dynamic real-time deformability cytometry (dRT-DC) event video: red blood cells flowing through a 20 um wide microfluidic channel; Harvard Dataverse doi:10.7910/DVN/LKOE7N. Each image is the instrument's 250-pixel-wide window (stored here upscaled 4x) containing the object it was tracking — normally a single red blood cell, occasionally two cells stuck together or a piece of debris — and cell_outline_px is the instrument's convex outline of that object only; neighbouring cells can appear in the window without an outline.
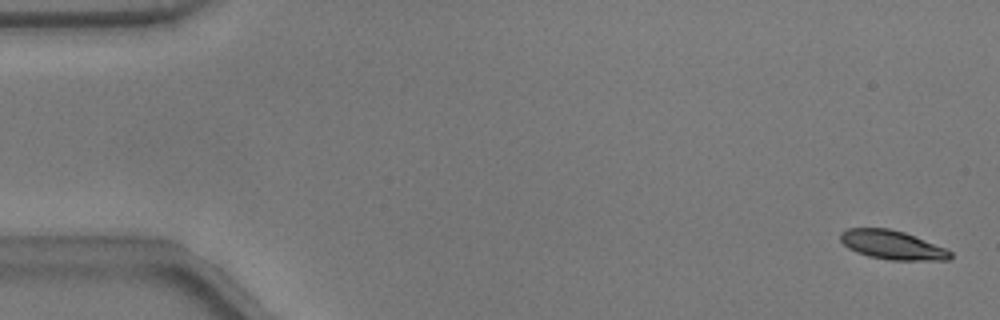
{"species": "common noctule bat (a hibernating species)", "species_latin": "Nyctalus noctula", "temperature_condition": "warm", "stored_images_in_passage": 54, "camera_frame_rate_fps": 3000, "um_per_image_px": 0.085, "animal": {"sex": "male", "body_mass_g": 17.9}, "frame": {"image": 1, "passage_image": 2, "time_ms": 0.333, "image_size_px": [1000, 320], "cell_outline_px": [[952, 256], [948, 260], [888, 260], [868, 256], [856, 252], [848, 248], [840, 240], [840, 232], [848, 228], [888, 228], [904, 232], [944, 248], [952, 252]], "centroid_in_image_um": [75.8, 20.82], "position_along_channel_um": 9.2, "area_um2": 18.44}}
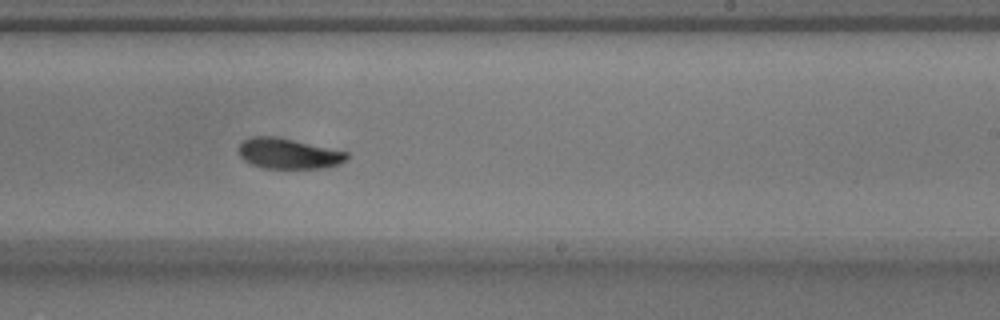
{"frame": {"image": 2, "passage_image": 33, "time_ms": 10.667, "image_size_px": [1000, 320], "cell_outline_px": [[348, 160], [340, 164], [324, 168], [264, 168], [252, 164], [244, 160], [240, 156], [236, 148], [244, 140], [252, 136], [276, 136], [348, 152]], "centroid_in_image_um": [24.51, 13.05], "position_along_channel_um": 264.5, "area_um2": 19.31}}
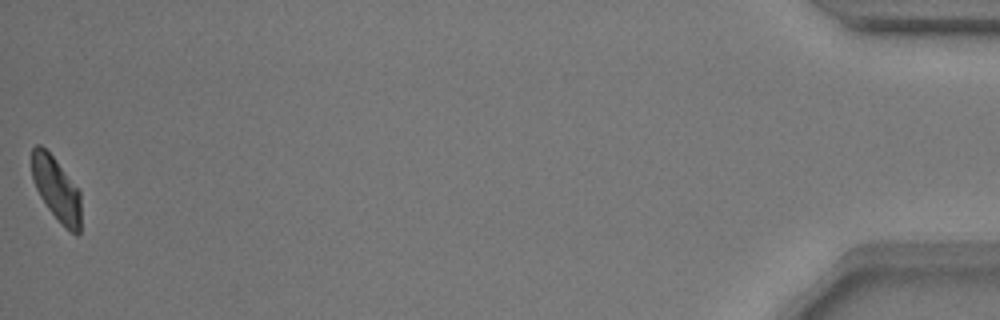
{"frame": {"image": 3, "passage_image": 54, "time_ms": 17.667, "image_size_px": [1000, 320], "cell_outline_px": [[80, 232], [76, 236], [48, 208], [40, 196], [32, 180], [32, 148], [36, 144], [40, 144], [52, 156], [80, 192]], "centroid_in_image_um": [4.77, 16.04], "position_along_channel_um": 430.4, "area_um2": 17.63}, "authors_computed_cell_mechanics": {"area_um2": 19.5075, "velocity_mm_per_s": 3.7586, "shape_relaxation_time_tau1_ms": 2.8521, "shape_relaxation_time_tau2_ms": 4.4415, "deformation_change_tau1": 0.1134, "deformation_change_tau2": 0.0923}}